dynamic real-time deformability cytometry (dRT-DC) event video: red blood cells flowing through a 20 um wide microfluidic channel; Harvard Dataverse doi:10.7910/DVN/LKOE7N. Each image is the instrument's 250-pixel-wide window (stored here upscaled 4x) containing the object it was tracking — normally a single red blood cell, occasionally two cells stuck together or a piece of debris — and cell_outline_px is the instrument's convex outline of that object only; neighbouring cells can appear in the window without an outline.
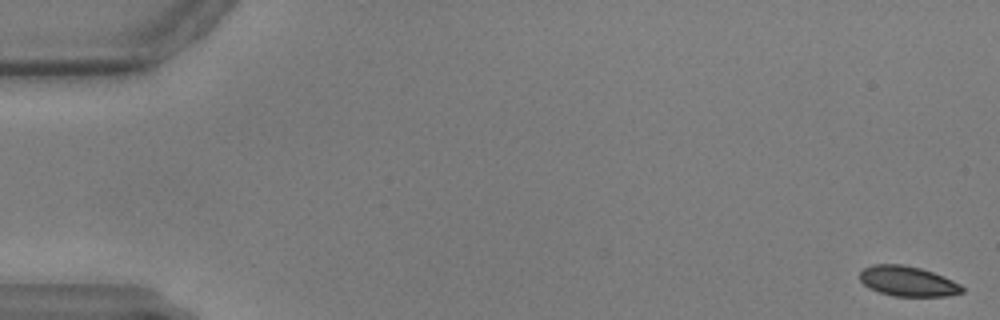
{"species": "common noctule bat (a hibernating species)", "species_latin": "Nyctalus noctula", "temperature_condition": "warm", "stored_images_in_passage": 59, "camera_frame_rate_fps": 3000, "um_per_image_px": 0.085, "animal": {"sex": "male", "body_mass_g": 17.9, "forearm_length_mm": 54.2}, "frame": {"image": 1, "passage_image": 1, "time_ms": 0.0, "image_size_px": [1000, 320], "cell_outline_px": [[964, 292], [948, 296], [892, 296], [868, 288], [860, 280], [860, 272], [864, 268], [872, 264], [900, 264], [920, 268], [944, 276], [960, 284], [964, 288]], "centroid_in_image_um": [77.16, 23.91], "position_along_channel_um": 7.8, "area_um2": 17.98}}
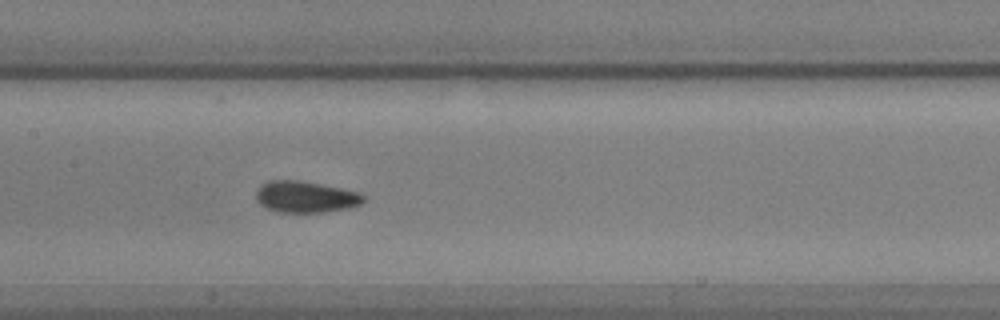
{"frame": {"image": 2, "passage_image": 29, "time_ms": 9.333, "image_size_px": [1000, 320], "cell_outline_px": [[364, 200], [360, 204], [348, 208], [324, 212], [276, 212], [260, 204], [256, 200], [256, 192], [264, 184], [272, 180], [296, 180], [320, 184], [360, 192], [364, 196]], "centroid_in_image_um": [25.99, 16.74], "position_along_channel_um": 181.4, "area_um2": 19.42}}
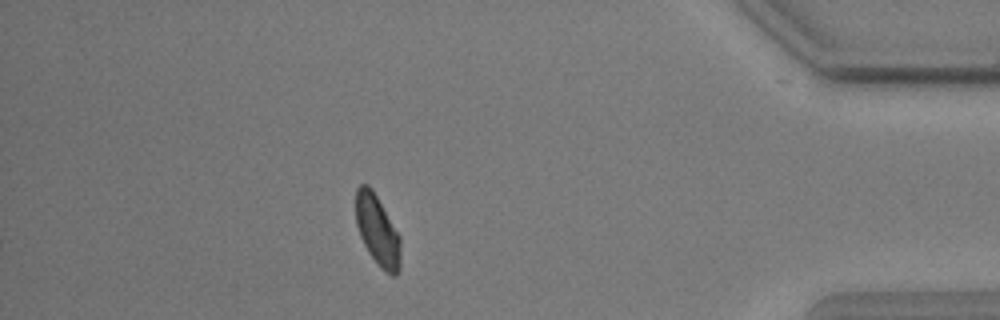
{"frame": {"image": 3, "passage_image": 52, "time_ms": 17.0, "image_size_px": [1000, 320], "cell_outline_px": [[400, 272], [396, 276], [392, 276], [380, 268], [368, 252], [360, 236], [356, 224], [356, 188], [360, 184], [368, 184], [372, 188], [400, 236]], "centroid_in_image_um": [32.09, 19.61], "position_along_channel_um": 403.1, "area_um2": 18.5}}